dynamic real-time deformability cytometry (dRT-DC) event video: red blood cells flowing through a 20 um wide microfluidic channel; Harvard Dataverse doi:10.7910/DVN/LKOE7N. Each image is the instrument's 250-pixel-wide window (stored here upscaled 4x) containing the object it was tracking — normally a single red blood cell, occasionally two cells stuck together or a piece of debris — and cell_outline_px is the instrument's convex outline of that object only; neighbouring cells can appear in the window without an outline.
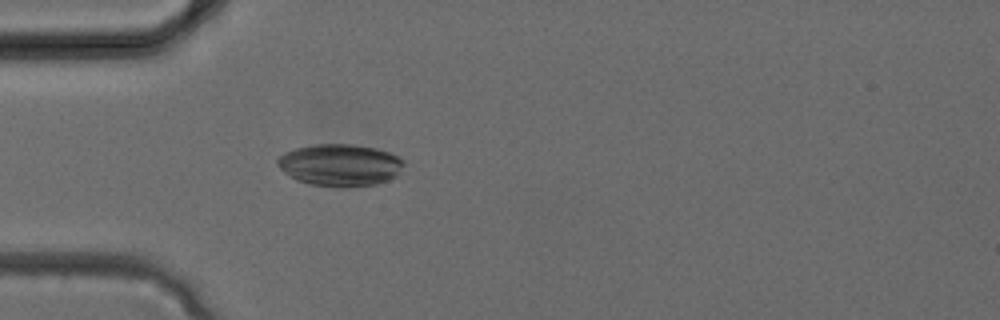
{"species": "common noctule bat (a hibernating species)", "species_latin": "Nyctalus noctula", "temperature_condition": "cold", "stored_images_in_passage": 33, "camera_frame_rate_fps": 3000, "um_per_image_px": 0.085, "animal": {"sex": "female", "body_mass_g": 24.6, "forearm_length_mm": 56.2}, "frame": {"image": 1, "passage_image": 10, "time_ms": 3.0, "image_size_px": [1000, 320], "cell_outline_px": [[404, 164], [396, 176], [388, 180], [376, 184], [344, 188], [340, 188], [312, 184], [296, 180], [284, 172], [276, 164], [276, 160], [284, 152], [296, 148], [312, 144], [352, 144], [376, 148], [400, 156], [404, 160]], "centroid_in_image_um": [28.9, 14.03], "position_along_channel_um": 56.1, "area_um2": 31.21}}
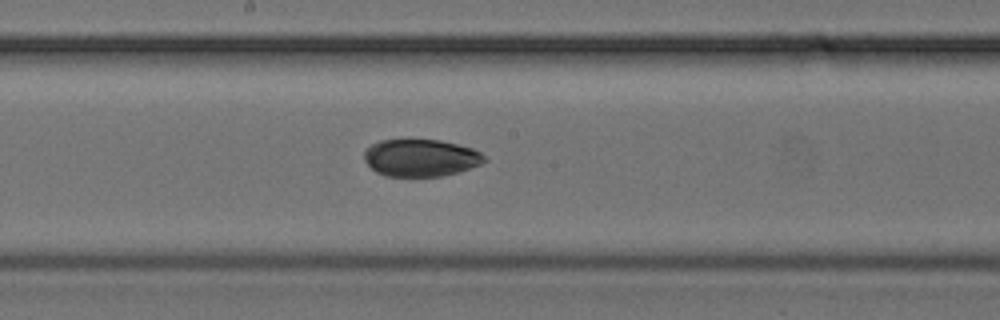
{"frame": {"image": 2, "passage_image": 18, "time_ms": 5.667, "image_size_px": [1000, 320], "cell_outline_px": [[488, 160], [480, 164], [460, 172], [440, 176], [384, 176], [376, 172], [364, 160], [364, 148], [380, 140], [408, 136], [440, 140], [472, 148], [480, 152]], "centroid_in_image_um": [35.72, 13.36], "position_along_channel_um": 212.5, "area_um2": 26.99}}
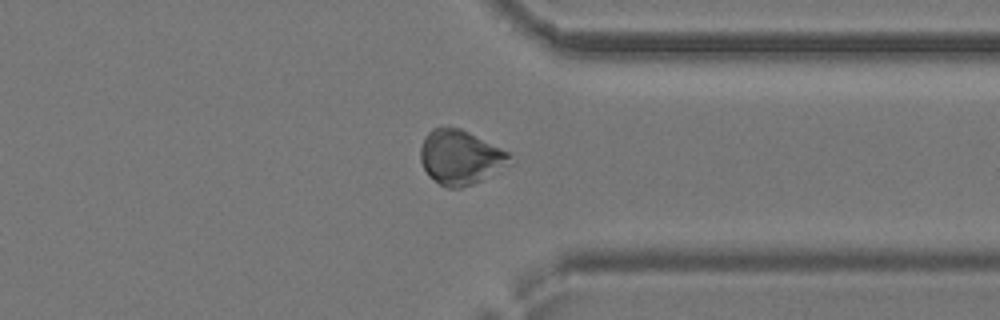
{"frame": {"image": 3, "passage_image": 26, "time_ms": 8.333, "image_size_px": [1000, 320], "cell_outline_px": [[512, 164], [472, 184], [460, 188], [448, 188], [440, 184], [424, 168], [420, 160], [420, 148], [424, 136], [432, 128], [460, 128], [508, 152]], "centroid_in_image_um": [39.12, 13.37], "position_along_channel_um": 372.3, "area_um2": 27.8}}